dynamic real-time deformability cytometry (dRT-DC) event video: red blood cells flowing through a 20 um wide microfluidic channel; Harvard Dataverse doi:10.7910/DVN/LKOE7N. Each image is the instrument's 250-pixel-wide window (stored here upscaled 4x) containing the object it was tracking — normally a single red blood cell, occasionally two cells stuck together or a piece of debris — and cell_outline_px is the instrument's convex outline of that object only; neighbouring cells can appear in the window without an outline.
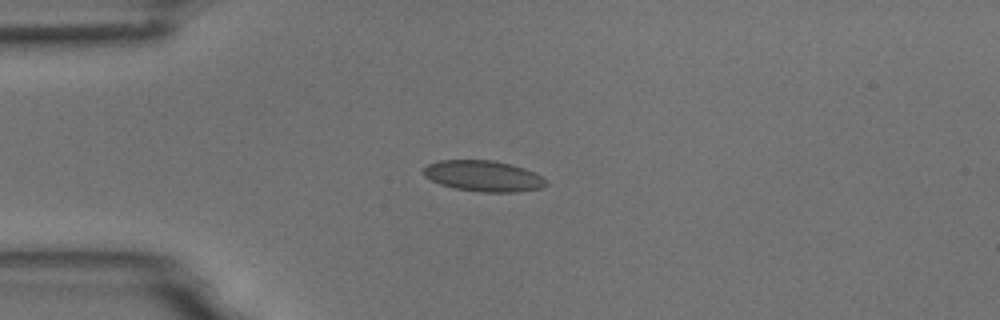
{"species": "common noctule bat (a hibernating species)", "species_latin": "Nyctalus noctula", "temperature_condition": "room temperature", "stored_images_in_passage": 7, "camera_frame_rate_fps": 3000, "um_per_image_px": 0.085, "animal": {"sex": "male", "body_mass_g": 18.8}, "frame": {"image": 1, "passage_image": 3, "time_ms": 0.667, "image_size_px": [1000, 320], "cell_outline_px": [[548, 184], [540, 188], [516, 192], [480, 192], [456, 188], [440, 184], [424, 176], [424, 168], [428, 164], [440, 160], [492, 160], [512, 164], [524, 168], [548, 180]], "centroid_in_image_um": [41.1, 14.96], "position_along_channel_um": 43.9, "area_um2": 21.96}}